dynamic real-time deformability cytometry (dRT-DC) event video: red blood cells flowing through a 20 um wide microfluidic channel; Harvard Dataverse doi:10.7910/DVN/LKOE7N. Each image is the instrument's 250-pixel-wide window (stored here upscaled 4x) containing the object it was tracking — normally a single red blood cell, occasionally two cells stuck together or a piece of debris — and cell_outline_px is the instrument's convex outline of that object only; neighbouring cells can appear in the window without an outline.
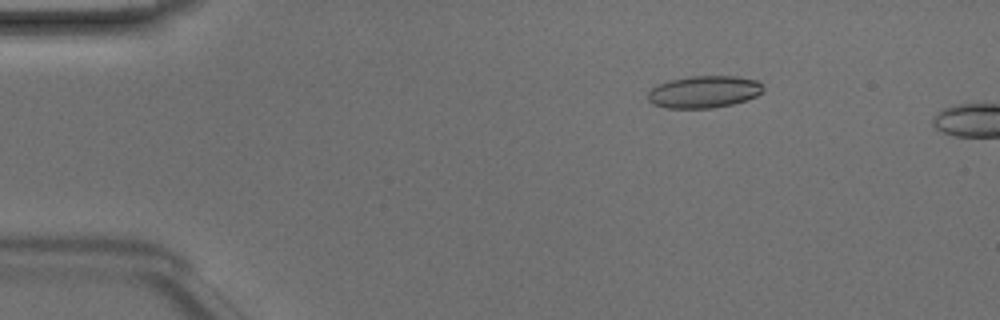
{"species": "Egyptian fruit bat (a non-hibernating species)", "species_latin": "Rousettus aegyptiacus", "temperature_condition": "room temperature", "stored_images_in_passage": 11, "camera_frame_rate_fps": 3000, "um_per_image_px": 0.085, "animal": {"sex": "male"}, "frame": {"image": 1, "passage_image": 8, "time_ms": 2.333, "image_size_px": [1000, 320], "cell_outline_px": [[764, 92], [748, 100], [732, 104], [712, 108], [668, 108], [652, 104], [648, 100], [648, 92], [656, 84], [688, 76], [736, 76], [756, 80], [764, 88]], "centroid_in_image_um": [59.84, 7.81], "position_along_channel_um": 25.2, "area_um2": 21.68}}